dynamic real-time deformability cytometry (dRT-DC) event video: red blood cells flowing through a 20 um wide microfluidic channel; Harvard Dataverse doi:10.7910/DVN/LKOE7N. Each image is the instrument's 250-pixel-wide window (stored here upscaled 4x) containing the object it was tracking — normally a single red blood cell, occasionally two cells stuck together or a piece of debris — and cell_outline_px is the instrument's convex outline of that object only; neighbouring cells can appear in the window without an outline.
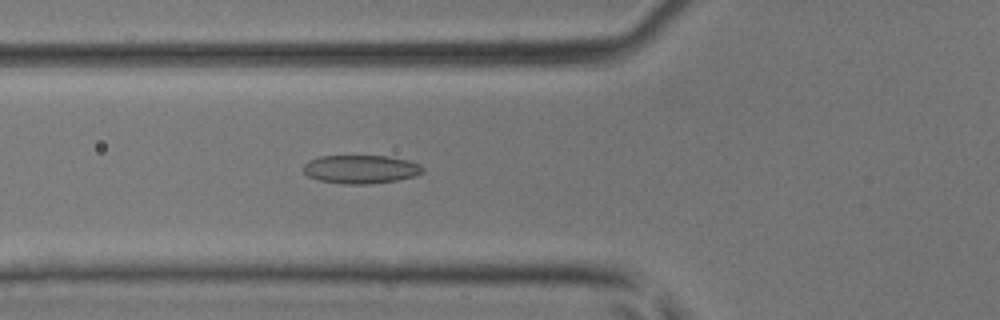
{"species": "common noctule bat (a hibernating species)", "species_latin": "Nyctalus noctula", "temperature_condition": "room temperature", "stored_images_in_passage": 45, "camera_frame_rate_fps": 3000, "um_per_image_px": 0.085, "animal": {"sex": "male", "body_mass_g": 17.9, "forearm_length_mm": 54.2}, "frame": {"image": 1, "passage_image": 17, "time_ms": 5.333, "image_size_px": [1000, 320], "cell_outline_px": [[424, 172], [416, 176], [396, 180], [368, 184], [344, 184], [320, 180], [308, 176], [304, 172], [304, 164], [308, 160], [320, 156], [388, 156], [408, 160], [420, 164], [424, 168]], "centroid_in_image_um": [30.69, 14.38], "position_along_channel_um": 95.1, "area_um2": 19.83}}
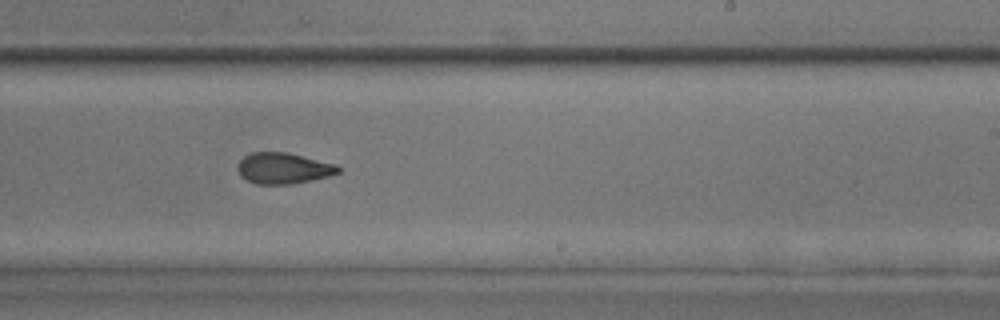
{"frame": {"image": 2, "passage_image": 28, "time_ms": 9.0, "image_size_px": [1000, 320], "cell_outline_px": [[340, 172], [328, 176], [312, 180], [292, 184], [256, 184], [240, 176], [236, 168], [236, 164], [244, 156], [252, 152], [288, 152], [336, 164], [340, 168]], "centroid_in_image_um": [24.06, 14.3], "position_along_channel_um": 264.9, "area_um2": 18.32}}
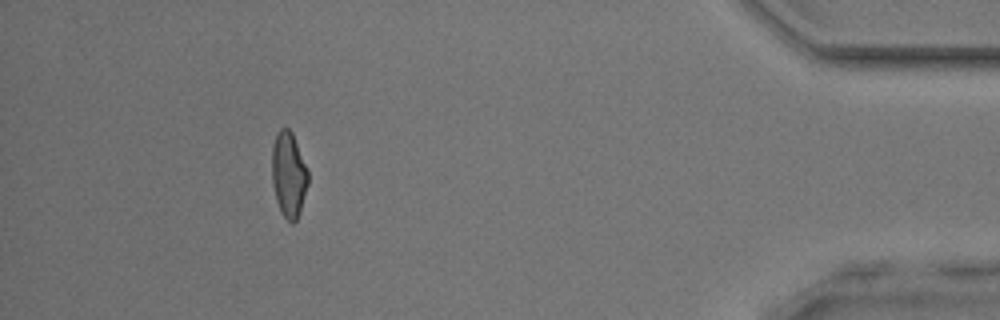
{"frame": {"image": 3, "passage_image": 41, "time_ms": 13.333, "image_size_px": [1000, 320], "cell_outline_px": [[308, 184], [300, 212], [296, 220], [292, 224], [280, 212], [276, 200], [272, 184], [272, 144], [276, 132], [280, 128], [288, 128], [292, 132], [308, 172]], "centroid_in_image_um": [24.52, 14.84], "position_along_channel_um": 410.7, "area_um2": 18.03}}